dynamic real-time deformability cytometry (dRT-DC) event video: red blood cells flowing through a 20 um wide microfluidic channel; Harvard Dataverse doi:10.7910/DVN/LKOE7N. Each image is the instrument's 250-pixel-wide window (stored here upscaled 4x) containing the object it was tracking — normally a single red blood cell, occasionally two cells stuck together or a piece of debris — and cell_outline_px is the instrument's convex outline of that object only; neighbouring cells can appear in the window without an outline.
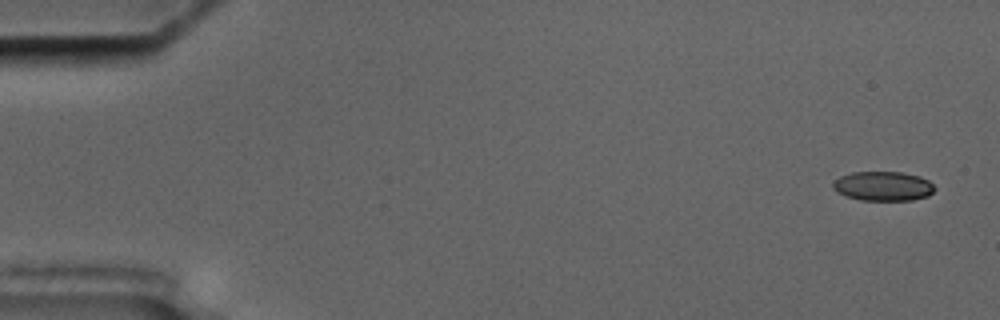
{"species": "common noctule bat (a hibernating species)", "species_latin": "Nyctalus noctula", "temperature_condition": "cold", "stored_images_in_passage": 4, "camera_frame_rate_fps": 3000, "um_per_image_px": 0.085, "animal": {"sex": "male", "body_mass_g": 17.5, "forearm_length_mm": 52.3}, "frame": {"image": 1, "passage_image": 1, "time_ms": 0.0, "image_size_px": [1000, 320], "cell_outline_px": [[936, 188], [928, 196], [912, 200], [860, 200], [844, 196], [836, 192], [832, 188], [832, 184], [840, 176], [852, 172], [900, 172], [920, 176], [928, 180]], "centroid_in_image_um": [75.04, 15.82], "position_along_channel_um": 10.0, "area_um2": 17.51}}